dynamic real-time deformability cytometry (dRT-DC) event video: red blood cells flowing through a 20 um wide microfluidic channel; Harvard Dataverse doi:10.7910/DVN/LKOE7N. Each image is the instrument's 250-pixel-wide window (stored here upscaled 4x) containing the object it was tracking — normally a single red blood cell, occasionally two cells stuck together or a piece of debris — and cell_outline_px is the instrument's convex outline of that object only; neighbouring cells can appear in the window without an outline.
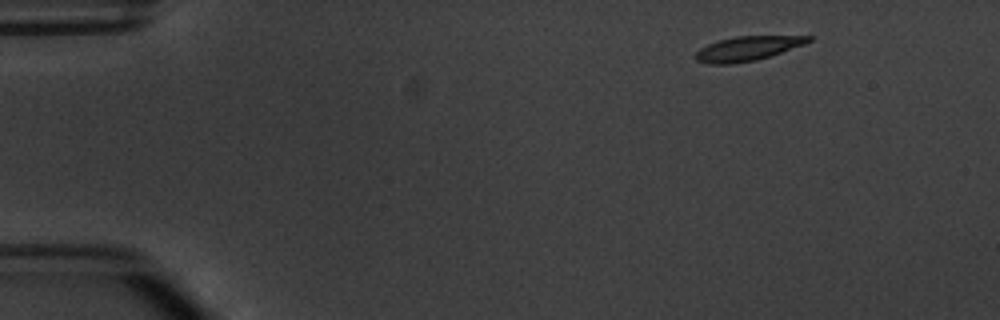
{"species": "common noctule bat (a hibernating species)", "species_latin": "Nyctalus noctula", "temperature_condition": "warm", "stored_images_in_passage": 6, "segment_of_instrument_passage": [2, 2], "camera_frame_rate_fps": 3000, "um_per_image_px": 0.085, "animal": {"sex": "male", "body_mass_g": 20.1, "forearm_length_mm": 53.5}, "frame": {"image": 1, "passage_image": 6, "time_ms": 6.667, "image_size_px": [1000, 320], "cell_outline_px": [[812, 40], [804, 44], [756, 60], [732, 64], [708, 64], [696, 60], [692, 56], [700, 48], [708, 44], [720, 40], [736, 36], [812, 36]], "centroid_in_image_um": [63.47, 4.13], "position_along_channel_um": 21.5, "area_um2": 15.9}}